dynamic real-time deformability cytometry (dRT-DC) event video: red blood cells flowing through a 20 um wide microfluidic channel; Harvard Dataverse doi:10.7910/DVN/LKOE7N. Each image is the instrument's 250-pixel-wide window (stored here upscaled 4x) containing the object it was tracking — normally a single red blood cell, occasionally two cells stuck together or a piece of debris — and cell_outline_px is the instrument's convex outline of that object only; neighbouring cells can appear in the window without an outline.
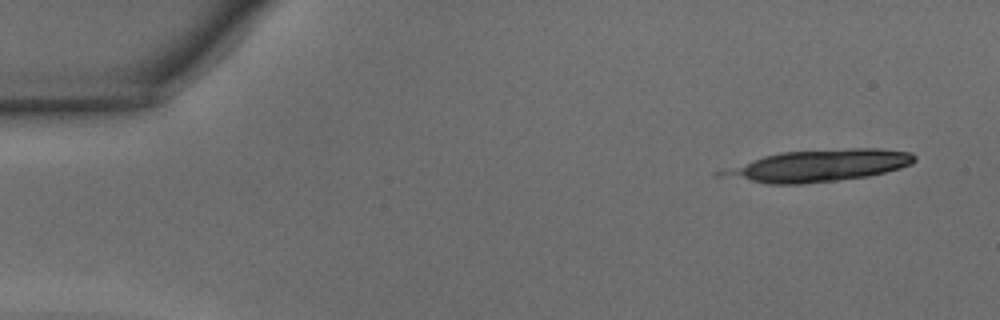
{"species": "common noctule bat (a hibernating species)", "species_latin": "Nyctalus noctula", "temperature_condition": "warm", "stored_images_in_passage": 3, "camera_frame_rate_fps": 3000, "um_per_image_px": 0.085, "animal": {"sex": "male", "body_mass_g": 15.6}, "frame": {"image": 1, "passage_image": 3, "time_ms": 0.667, "image_size_px": [1000, 320], "cell_outline_px": [[916, 160], [912, 164], [900, 168], [868, 176], [836, 180], [800, 184], [768, 184], [712, 176], [712, 172], [764, 156], [780, 152], [852, 148], [876, 148], [912, 152], [916, 156]], "centroid_in_image_um": [69.49, 14.09], "position_along_channel_um": 15.5, "area_um2": 36.13}}